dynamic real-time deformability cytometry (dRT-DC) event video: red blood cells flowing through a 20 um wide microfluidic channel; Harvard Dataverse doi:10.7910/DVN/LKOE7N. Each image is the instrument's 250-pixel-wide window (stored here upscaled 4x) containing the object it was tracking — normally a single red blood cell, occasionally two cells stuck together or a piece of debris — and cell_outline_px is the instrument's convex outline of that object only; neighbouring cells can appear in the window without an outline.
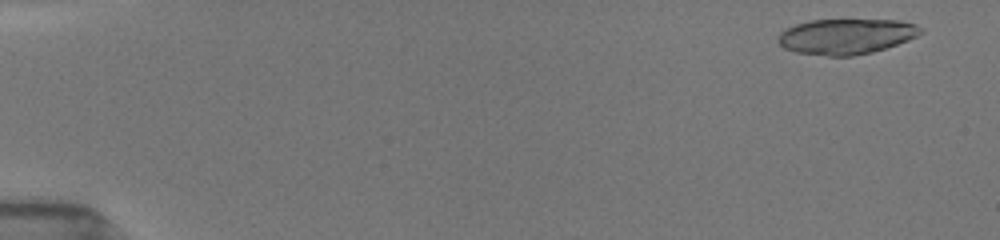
{"species": "common noctule bat (a hibernating species)", "species_latin": "Nyctalus noctula", "temperature_condition": "room temperature", "stored_images_in_passage": 19, "camera_frame_rate_fps": 3000, "um_per_image_px": 0.085, "animal": {"sex": "female", "body_mass_g": 19.5, "forearm_length_mm": 54.1}, "frame": {"image": 1, "passage_image": 4, "time_ms": 0.667, "image_size_px": [1000, 240], "cell_outline_px": [[924, 32], [908, 40], [872, 52], [852, 56], [828, 56], [796, 52], [784, 48], [776, 40], [780, 32], [784, 28], [796, 24], [812, 20], [900, 20], [916, 24], [924, 28]], "centroid_in_image_um": [71.92, 3.09], "position_along_channel_um": 13.1, "area_um2": 29.54}}